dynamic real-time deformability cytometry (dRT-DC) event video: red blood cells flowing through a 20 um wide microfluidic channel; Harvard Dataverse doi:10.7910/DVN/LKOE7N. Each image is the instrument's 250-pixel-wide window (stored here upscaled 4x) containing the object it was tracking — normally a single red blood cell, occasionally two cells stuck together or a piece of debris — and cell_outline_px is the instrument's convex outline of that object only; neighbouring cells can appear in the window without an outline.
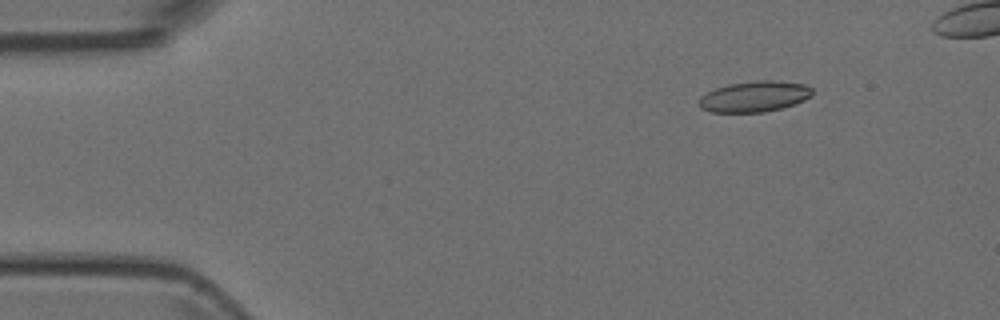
{"species": "Egyptian fruit bat (a non-hibernating species)", "species_latin": "Rousettus aegyptiacus", "temperature_condition": "room temperature", "stored_images_in_passage": 7, "camera_frame_rate_fps": 3000, "um_per_image_px": 0.085, "animal": {"sex": "female"}, "frame": {"image": 1, "passage_image": 2, "time_ms": 0.333, "image_size_px": [1000, 320], "cell_outline_px": [[812, 96], [804, 100], [780, 108], [764, 112], [712, 112], [700, 108], [700, 96], [716, 88], [728, 84], [756, 80], [772, 80], [804, 84], [812, 88]], "centroid_in_image_um": [64.12, 8.19], "position_along_channel_um": 20.9, "area_um2": 20.17}}
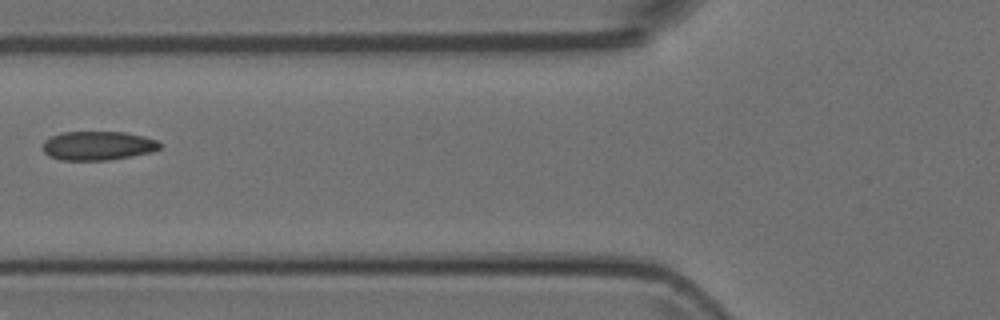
{"frame": {"image": 2, "passage_image": 6, "time_ms": 1.667, "image_size_px": [1000, 320], "cell_outline_px": [[160, 148], [152, 152], [132, 156], [108, 160], [60, 160], [48, 156], [44, 152], [44, 140], [60, 132], [124, 132], [144, 136], [156, 140], [160, 144]], "centroid_in_image_um": [8.31, 12.38], "position_along_channel_um": 117.5, "area_um2": 19.77}}
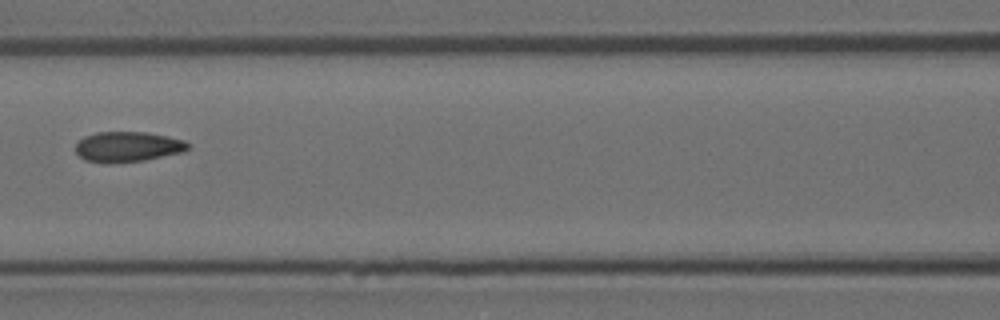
{"frame": {"image": 3, "passage_image": 7, "time_ms": 2.0, "image_size_px": [1000, 320], "cell_outline_px": [[188, 148], [184, 152], [144, 160], [108, 164], [84, 160], [76, 152], [76, 144], [84, 136], [96, 132], [144, 132], [168, 136], [184, 140], [188, 144]], "centroid_in_image_um": [10.84, 12.48], "position_along_channel_um": 155.8, "area_um2": 19.88}}